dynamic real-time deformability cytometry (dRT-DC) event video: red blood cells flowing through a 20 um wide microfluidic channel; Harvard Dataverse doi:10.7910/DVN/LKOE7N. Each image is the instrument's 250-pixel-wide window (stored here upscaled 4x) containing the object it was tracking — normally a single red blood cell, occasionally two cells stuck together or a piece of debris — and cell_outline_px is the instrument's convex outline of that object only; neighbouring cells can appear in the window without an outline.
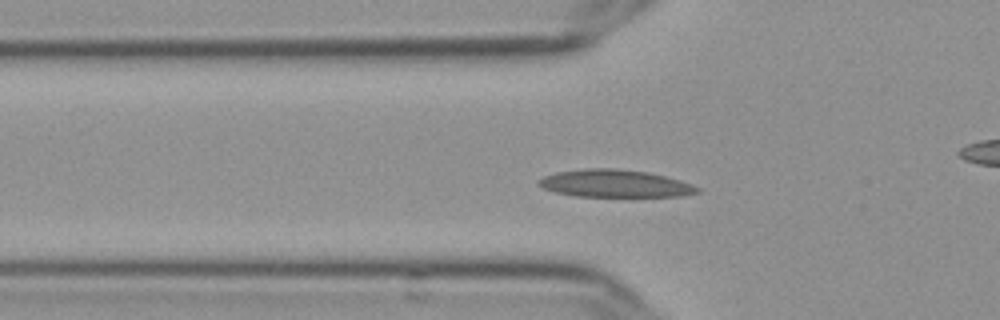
{"species": "Egyptian fruit bat (a non-hibernating species)", "species_latin": "Rousettus aegyptiacus", "temperature_condition": "cold", "stored_images_in_passage": 42, "camera_frame_rate_fps": 3000, "um_per_image_px": 0.085, "frame": {"image": 1, "passage_image": 4, "time_ms": 1.0, "image_size_px": [1000, 320], "cell_outline_px": [[700, 192], [684, 196], [576, 196], [556, 192], [544, 188], [536, 184], [536, 180], [544, 176], [556, 172], [584, 168], [616, 168], [648, 172], [680, 180], [692, 184], [700, 188]], "centroid_in_image_um": [52.26, 15.59], "position_along_channel_um": 73.5, "area_um2": 25.49}}
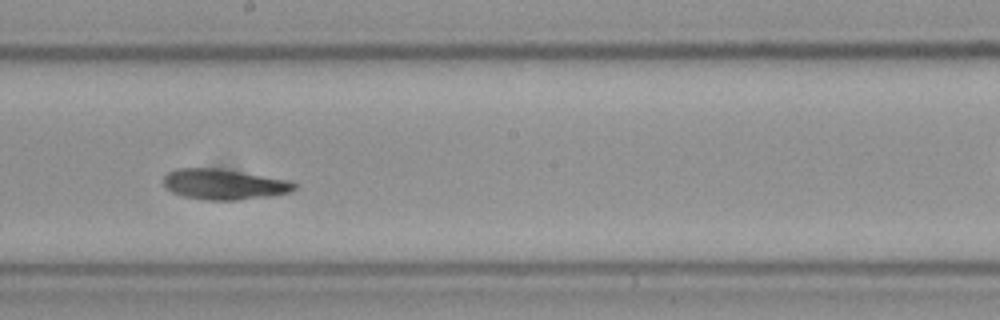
{"frame": {"image": 2, "passage_image": 17, "time_ms": 5.333, "image_size_px": [1000, 320], "cell_outline_px": [[296, 188], [292, 192], [272, 196], [236, 200], [200, 200], [180, 196], [164, 188], [164, 176], [168, 172], [176, 168], [216, 168], [288, 180], [296, 184]], "centroid_in_image_um": [19.0, 15.68], "position_along_channel_um": 229.2, "area_um2": 23.41}}
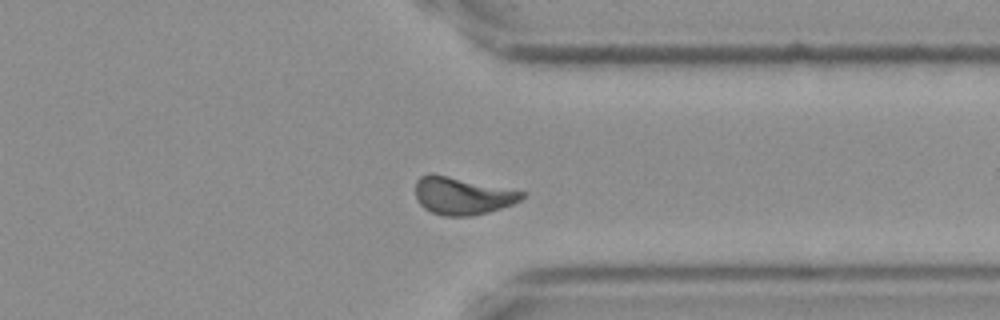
{"frame": {"image": 3, "passage_image": 29, "time_ms": 9.333, "image_size_px": [1000, 320], "cell_outline_px": [[524, 196], [520, 200], [512, 204], [488, 212], [472, 216], [444, 216], [432, 212], [424, 208], [416, 200], [416, 180], [420, 176], [432, 172], [524, 192]], "centroid_in_image_um": [39.24, 16.64], "position_along_channel_um": 372.2, "area_um2": 23.18}, "authors_computed_cell_mechanics": {"area_um2": 23.0911, "velocity_mm_per_s": 3.5847, "shape_relaxation_time_tau1_ms": null, "shape_relaxation_time_tau2_ms": 4.6689, "deformation_change_tau1": null, "deformation_change_tau2": 0.0781}}